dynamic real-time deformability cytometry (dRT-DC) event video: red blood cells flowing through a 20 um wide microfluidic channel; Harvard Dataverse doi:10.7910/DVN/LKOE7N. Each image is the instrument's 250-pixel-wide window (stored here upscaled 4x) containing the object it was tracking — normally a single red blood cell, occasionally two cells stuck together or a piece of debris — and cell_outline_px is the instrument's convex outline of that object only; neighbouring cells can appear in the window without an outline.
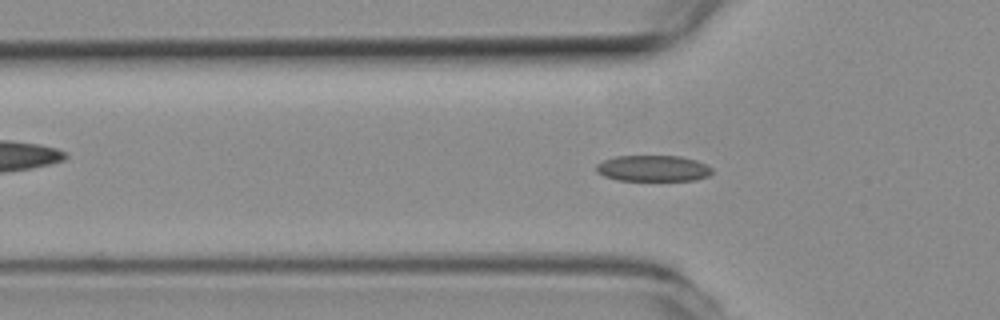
{"species": "common noctule bat (a hibernating species)", "species_latin": "Nyctalus noctula", "temperature_condition": "room temperature", "stored_images_in_passage": 55, "camera_frame_rate_fps": 3000, "um_per_image_px": 0.085, "animal": {"sex": "female", "body_mass_g": 19.3, "forearm_length_mm": 54.1}, "frame": {"image": 1, "passage_image": 17, "time_ms": 5.333, "image_size_px": [1000, 320], "cell_outline_px": [[712, 172], [708, 176], [696, 180], [616, 180], [604, 176], [596, 172], [596, 164], [604, 160], [616, 156], [680, 156], [696, 160], [712, 168]], "centroid_in_image_um": [55.49, 14.31], "position_along_channel_um": 70.3, "area_um2": 17.57}}
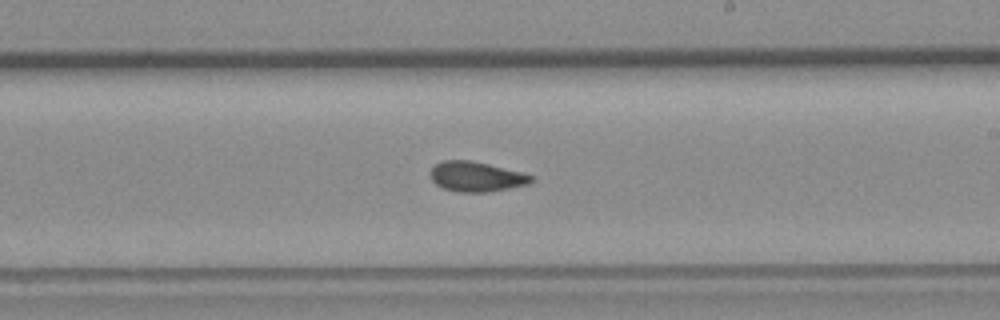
{"frame": {"image": 2, "passage_image": 31, "time_ms": 10.0, "image_size_px": [1000, 320], "cell_outline_px": [[536, 180], [532, 184], [488, 192], [460, 192], [444, 188], [436, 184], [432, 180], [428, 172], [436, 164], [444, 160], [468, 160], [488, 164], [524, 172], [532, 176]], "centroid_in_image_um": [40.53, 15.02], "position_along_channel_um": 248.5, "area_um2": 17.8}}
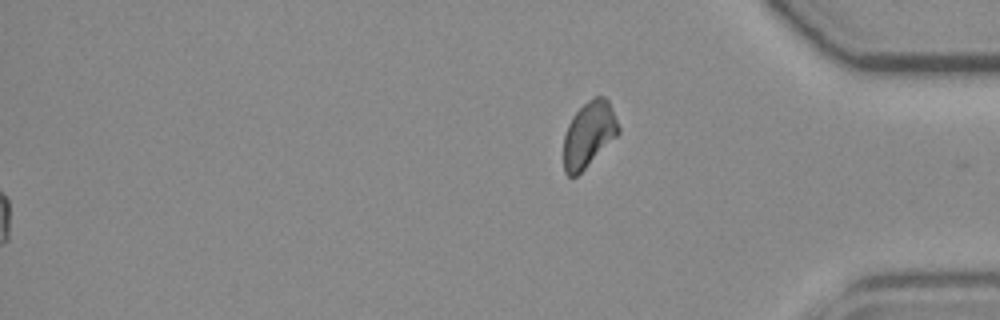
{"frame": {"image": 3, "passage_image": 55, "time_ms": 18.0, "image_size_px": [1000, 320], "cell_outline_px": [[620, 132], [576, 176], [568, 176], [564, 172], [564, 136], [568, 124], [572, 116], [588, 100], [596, 96], [604, 96], [608, 100], [620, 128]], "centroid_in_image_um": [50.03, 11.4], "position_along_channel_um": 385.2, "area_um2": 20.52}, "authors_computed_cell_mechanics": {"area_um2": 17.5712, "velocity_mm_per_s": 3.8135, "shape_relaxation_time_tau1_ms": 7.7682, "shape_relaxation_time_tau2_ms": 1.7178, "deformation_change_tau1": 0.1628, "deformation_change_tau2": 0.0759}}